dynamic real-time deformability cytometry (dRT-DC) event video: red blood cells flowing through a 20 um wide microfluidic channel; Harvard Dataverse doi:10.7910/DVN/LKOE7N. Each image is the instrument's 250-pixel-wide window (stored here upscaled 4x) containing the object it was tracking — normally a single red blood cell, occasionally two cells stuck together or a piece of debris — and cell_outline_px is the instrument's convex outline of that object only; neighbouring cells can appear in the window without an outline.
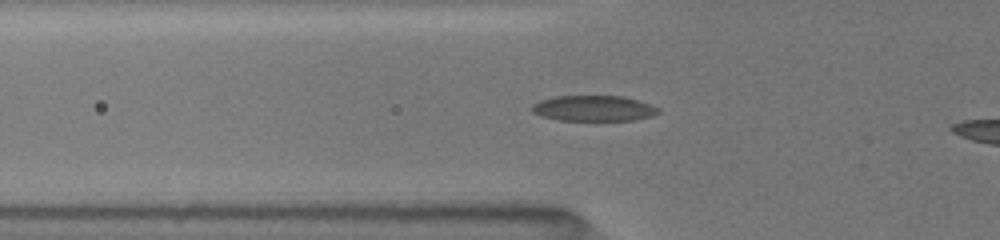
{"species": "common noctule bat (a hibernating species)", "species_latin": "Nyctalus noctula", "temperature_condition": "room temperature", "stored_images_in_passage": 51, "segment_of_instrument_passage": [1, 2], "camera_frame_rate_fps": 3000, "um_per_image_px": 0.085, "animal": {"sex": "female", "body_mass_g": 19.5, "forearm_length_mm": 54.1}, "frame": {"image": 1, "passage_image": 20, "time_ms": 4.333, "image_size_px": [1000, 240], "cell_outline_px": [[660, 112], [652, 116], [632, 120], [560, 120], [540, 116], [532, 112], [532, 104], [540, 100], [556, 96], [624, 96], [660, 108]], "centroid_in_image_um": [50.44, 9.21], "position_along_channel_um": 75.4, "area_um2": 18.79}}
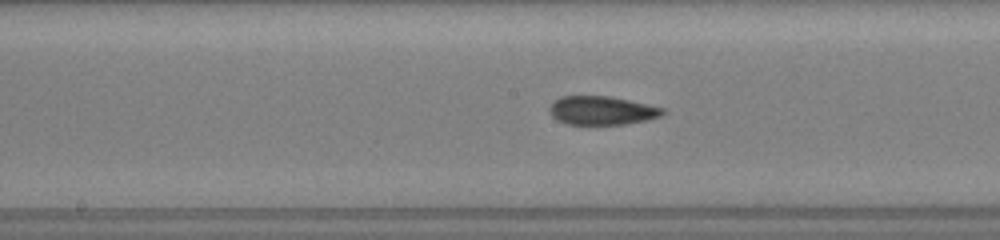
{"frame": {"image": 2, "passage_image": 34, "time_ms": 7.333, "image_size_px": [1000, 240], "cell_outline_px": [[668, 112], [660, 116], [644, 120], [624, 124], [568, 124], [556, 120], [552, 116], [548, 108], [560, 96], [608, 96], [648, 104], [664, 108]], "centroid_in_image_um": [51.16, 9.39], "position_along_channel_um": 197.0, "area_um2": 18.79}}
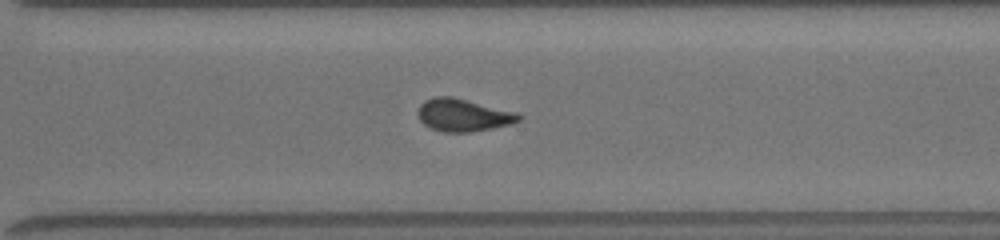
{"frame": {"image": 3, "passage_image": 49, "time_ms": 10.667, "image_size_px": [1000, 240], "cell_outline_px": [[524, 116], [520, 120], [512, 124], [472, 132], [444, 132], [432, 128], [424, 124], [420, 120], [416, 112], [420, 104], [424, 100], [432, 96], [452, 96], [520, 112]], "centroid_in_image_um": [39.41, 9.76], "position_along_channel_um": 331.2, "area_um2": 19.59}}